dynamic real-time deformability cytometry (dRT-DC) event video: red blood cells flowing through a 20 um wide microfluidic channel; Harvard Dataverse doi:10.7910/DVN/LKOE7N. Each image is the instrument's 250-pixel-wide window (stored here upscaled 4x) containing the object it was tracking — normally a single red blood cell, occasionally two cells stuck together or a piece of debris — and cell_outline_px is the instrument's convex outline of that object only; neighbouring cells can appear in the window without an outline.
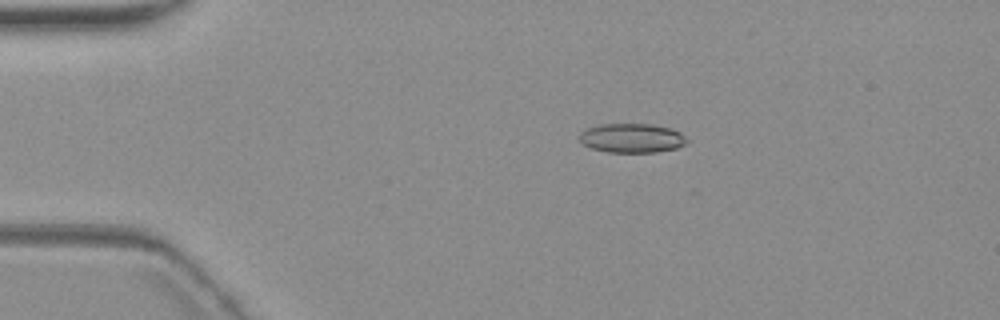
{"species": "common noctule bat (a hibernating species)", "species_latin": "Nyctalus noctula", "temperature_condition": "warm", "stored_images_in_passage": 9, "camera_frame_rate_fps": 3000, "um_per_image_px": 0.085, "animal": {"sex": "female", "body_mass_g": 19.3, "forearm_length_mm": 54.1}, "frame": {"image": 1, "passage_image": 3, "time_ms": 2.667, "image_size_px": [1000, 320], "cell_outline_px": [[688, 140], [684, 144], [676, 148], [656, 152], [608, 152], [592, 148], [584, 144], [580, 140], [580, 132], [588, 128], [600, 124], [652, 124], [672, 128], [680, 132]], "centroid_in_image_um": [53.72, 11.73], "position_along_channel_um": 31.3, "area_um2": 18.21}}
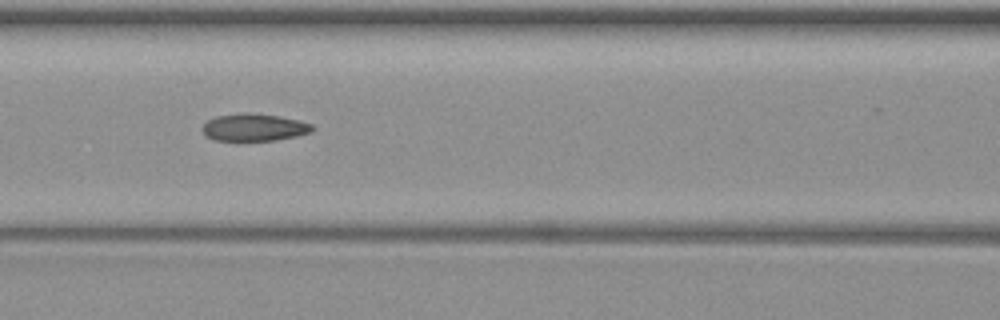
{"frame": {"image": 2, "passage_image": 7, "time_ms": 7.333, "image_size_px": [1000, 320], "cell_outline_px": [[316, 128], [312, 132], [296, 136], [276, 140], [212, 140], [204, 136], [200, 128], [208, 120], [216, 116], [244, 112], [280, 116], [300, 120], [312, 124]], "centroid_in_image_um": [21.59, 10.82], "position_along_channel_um": 145.0, "area_um2": 17.74}}
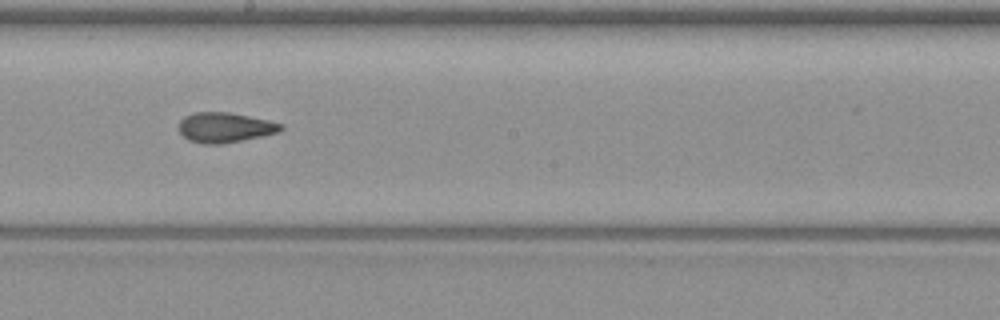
{"frame": {"image": 3, "passage_image": 9, "time_ms": 9.667, "image_size_px": [1000, 320], "cell_outline_px": [[284, 128], [280, 132], [224, 144], [200, 144], [188, 140], [180, 132], [180, 120], [184, 116], [192, 112], [228, 112], [268, 120], [284, 124]], "centroid_in_image_um": [19.13, 10.84], "position_along_channel_um": 229.1, "area_um2": 17.98}}